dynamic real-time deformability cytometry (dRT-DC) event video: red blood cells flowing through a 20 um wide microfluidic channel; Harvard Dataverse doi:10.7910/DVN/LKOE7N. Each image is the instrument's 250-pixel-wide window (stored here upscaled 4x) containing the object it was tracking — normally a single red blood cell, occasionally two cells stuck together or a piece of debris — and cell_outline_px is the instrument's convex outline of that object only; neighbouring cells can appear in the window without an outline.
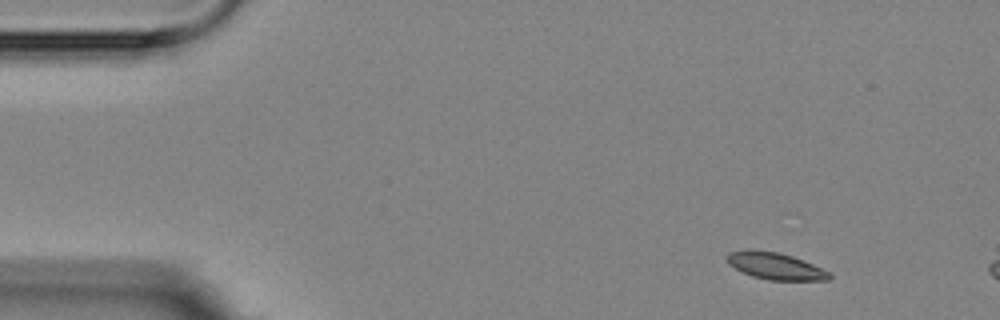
{"species": "Egyptian fruit bat (a non-hibernating species)", "species_latin": "Rousettus aegyptiacus", "temperature_condition": "room temperature", "stored_images_in_passage": 3, "camera_frame_rate_fps": 3000, "um_per_image_px": 0.085, "animal": {"sex": "female"}, "frame": {"image": 1, "passage_image": 1, "time_ms": 0.0, "image_size_px": [1000, 320], "cell_outline_px": [[832, 276], [828, 280], [768, 280], [752, 276], [728, 264], [728, 252], [748, 248], [752, 248], [780, 252], [792, 256], [812, 264], [828, 272]], "centroid_in_image_um": [65.86, 22.59], "position_along_channel_um": 19.1, "area_um2": 16.01}}